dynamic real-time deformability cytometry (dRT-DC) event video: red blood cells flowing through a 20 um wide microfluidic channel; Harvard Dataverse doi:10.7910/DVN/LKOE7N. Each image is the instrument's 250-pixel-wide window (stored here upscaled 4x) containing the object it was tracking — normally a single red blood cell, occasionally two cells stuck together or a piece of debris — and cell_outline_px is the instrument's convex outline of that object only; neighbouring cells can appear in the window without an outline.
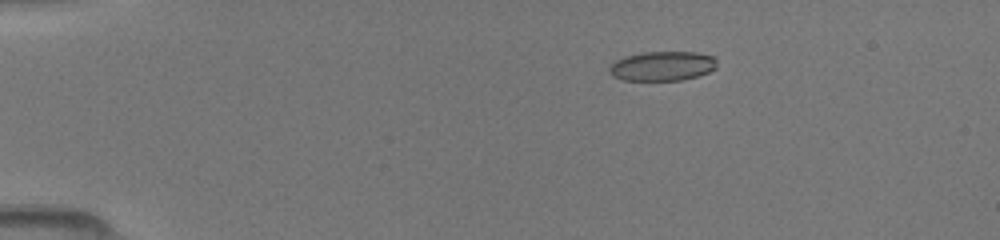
{"species": "common noctule bat (a hibernating species)", "species_latin": "Nyctalus noctula", "temperature_condition": "room temperature", "stored_images_in_passage": 7, "camera_frame_rate_fps": 3000, "um_per_image_px": 0.085, "animal": {"sex": "female", "body_mass_g": 19.5, "forearm_length_mm": 54.1}, "frame": {"image": 1, "passage_image": 3, "time_ms": 2.333, "image_size_px": [1000, 240], "cell_outline_px": [[716, 68], [708, 72], [696, 76], [680, 80], [624, 80], [612, 76], [608, 68], [616, 60], [624, 56], [640, 52], [696, 52], [712, 56], [716, 60]], "centroid_in_image_um": [56.28, 5.6], "position_along_channel_um": 28.7, "area_um2": 18.44}}
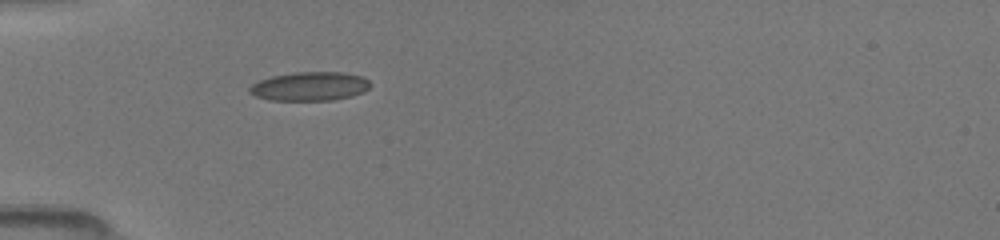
{"frame": {"image": 2, "passage_image": 5, "time_ms": 4.667, "image_size_px": [1000, 240], "cell_outline_px": [[372, 84], [364, 92], [352, 96], [332, 100], [268, 100], [256, 96], [248, 92], [248, 88], [252, 84], [260, 80], [272, 76], [292, 72], [344, 72], [360, 76], [368, 80]], "centroid_in_image_um": [26.33, 7.33], "position_along_channel_um": 58.7, "area_um2": 20.4}}
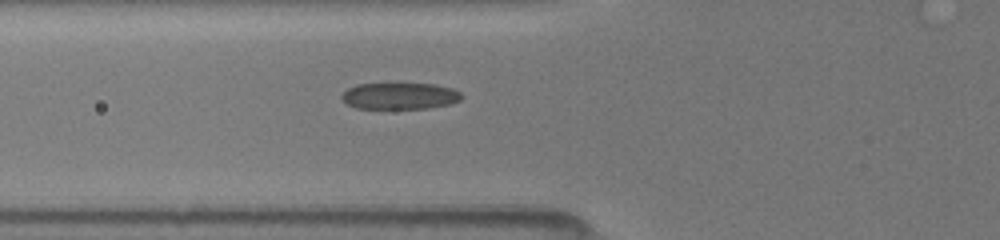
{"frame": {"image": 3, "passage_image": 7, "time_ms": 5.667, "image_size_px": [1000, 240], "cell_outline_px": [[464, 96], [460, 100], [448, 104], [428, 108], [356, 108], [348, 104], [340, 96], [348, 88], [356, 84], [436, 84], [452, 88], [460, 92]], "centroid_in_image_um": [34.0, 8.15], "position_along_channel_um": 91.8, "area_um2": 18.38}}